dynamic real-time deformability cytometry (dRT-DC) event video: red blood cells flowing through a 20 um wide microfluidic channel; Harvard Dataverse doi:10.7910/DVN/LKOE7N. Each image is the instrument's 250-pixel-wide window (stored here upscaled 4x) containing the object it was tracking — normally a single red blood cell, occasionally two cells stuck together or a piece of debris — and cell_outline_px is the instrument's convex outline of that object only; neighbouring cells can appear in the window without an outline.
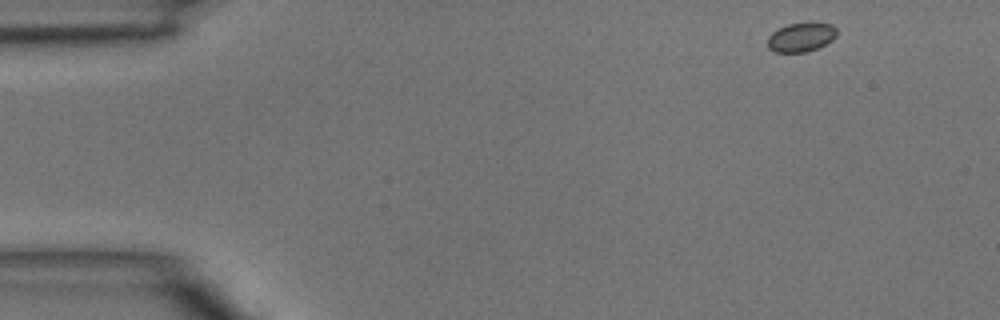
{"species": "common noctule bat (a hibernating species)", "species_latin": "Nyctalus noctula", "temperature_condition": "room temperature", "stored_images_in_passage": 43, "camera_frame_rate_fps": 3000, "um_per_image_px": 0.085, "animal": {"sex": "male", "body_mass_g": 15.6}, "frame": {"image": 1, "passage_image": 1, "time_ms": 0.0, "image_size_px": [1000, 320], "cell_outline_px": [[836, 36], [832, 40], [816, 48], [804, 52], [776, 52], [768, 48], [768, 36], [772, 32], [788, 24], [812, 20], [832, 24], [836, 28]], "centroid_in_image_um": [68.11, 3.11], "position_along_channel_um": 16.9, "area_um2": 11.96}}
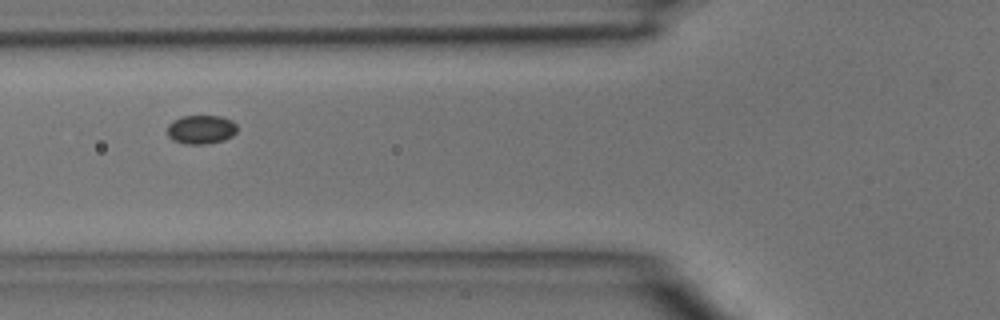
{"frame": {"image": 2, "passage_image": 14, "time_ms": 4.333, "image_size_px": [1000, 320], "cell_outline_px": [[236, 132], [232, 136], [224, 140], [204, 144], [184, 144], [172, 140], [168, 136], [168, 124], [172, 120], [180, 116], [220, 116], [232, 120], [236, 124]], "centroid_in_image_um": [17.07, 11.0], "position_along_channel_um": 108.7, "area_um2": 11.85}}
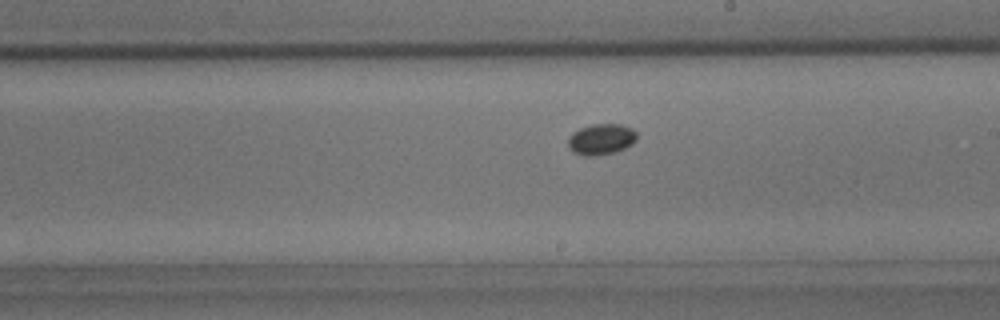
{"frame": {"image": 3, "passage_image": 23, "time_ms": 7.333, "image_size_px": [1000, 320], "cell_outline_px": [[636, 140], [632, 144], [624, 148], [612, 152], [596, 156], [584, 156], [572, 152], [568, 148], [568, 136], [572, 132], [580, 128], [592, 124], [620, 124], [632, 128], [636, 132]], "centroid_in_image_um": [51.06, 11.83], "position_along_channel_um": 237.9, "area_um2": 12.48}}